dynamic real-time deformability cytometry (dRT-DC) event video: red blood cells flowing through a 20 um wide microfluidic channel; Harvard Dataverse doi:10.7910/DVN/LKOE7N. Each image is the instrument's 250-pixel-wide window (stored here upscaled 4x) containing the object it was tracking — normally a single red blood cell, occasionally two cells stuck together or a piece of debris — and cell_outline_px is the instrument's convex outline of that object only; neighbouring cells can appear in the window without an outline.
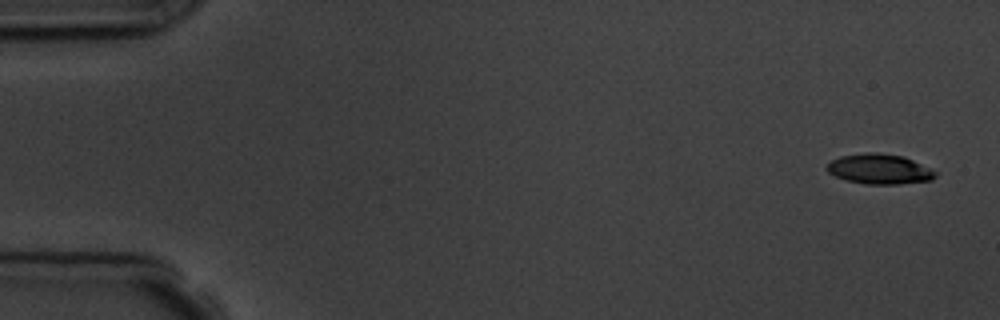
{"species": "common noctule bat (a hibernating species)", "species_latin": "Nyctalus noctula", "temperature_condition": "room temperature", "stored_images_in_passage": 5, "camera_frame_rate_fps": 3000, "um_per_image_px": 0.085, "animal": {"sex": "male", "body_mass_g": 19.5, "forearm_length_mm": 54.6}, "frame": {"image": 1, "passage_image": 1, "time_ms": 0.0, "image_size_px": [1000, 320], "cell_outline_px": [[936, 176], [932, 180], [896, 184], [864, 184], [848, 180], [836, 176], [828, 172], [824, 168], [832, 160], [840, 156], [868, 152], [876, 152], [904, 156], [936, 172]], "centroid_in_image_um": [74.72, 14.36], "position_along_channel_um": 10.3, "area_um2": 18.84}}
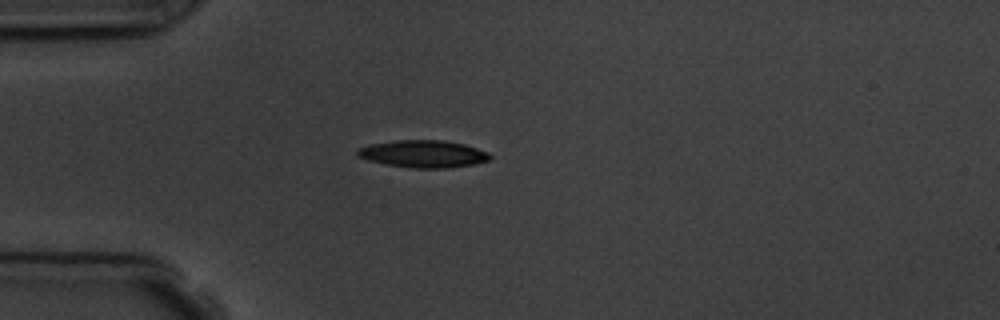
{"frame": {"image": 2, "passage_image": 5, "time_ms": 4.333, "image_size_px": [1000, 320], "cell_outline_px": [[492, 160], [472, 164], [448, 168], [416, 168], [384, 164], [368, 160], [356, 156], [356, 152], [360, 148], [368, 144], [396, 140], [444, 140], [464, 144], [488, 152], [492, 156]], "centroid_in_image_um": [35.98, 13.08], "position_along_channel_um": 49.0, "area_um2": 21.15}}